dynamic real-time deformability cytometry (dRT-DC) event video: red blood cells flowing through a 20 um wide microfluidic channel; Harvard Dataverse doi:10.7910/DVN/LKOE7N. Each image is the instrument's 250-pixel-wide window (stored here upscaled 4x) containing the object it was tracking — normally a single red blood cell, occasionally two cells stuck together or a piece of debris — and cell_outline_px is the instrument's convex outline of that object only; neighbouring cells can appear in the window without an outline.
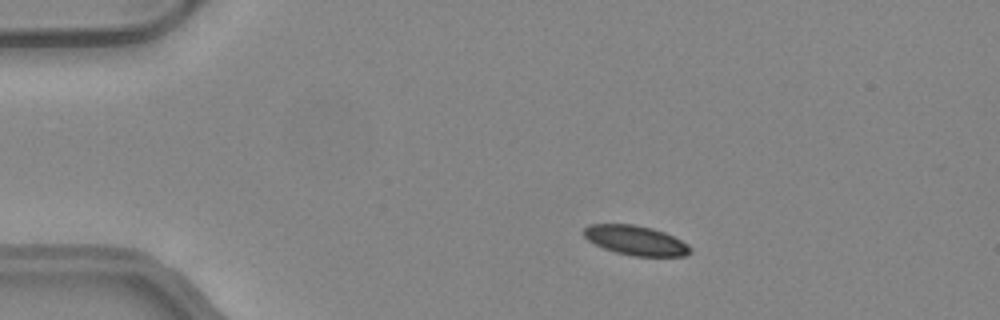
{"species": "common noctule bat (a hibernating species)", "species_latin": "Nyctalus noctula", "temperature_condition": "warm", "stored_images_in_passage": 48, "camera_frame_rate_fps": 3000, "um_per_image_px": 0.085, "animal": {"sex": "female", "body_mass_g": 24.6, "forearm_length_mm": 56.2}, "frame": {"image": 1, "passage_image": 8, "time_ms": 2.333, "image_size_px": [1000, 320], "cell_outline_px": [[692, 252], [684, 256], [632, 256], [616, 252], [604, 248], [588, 240], [584, 236], [584, 228], [588, 224], [636, 224], [652, 228], [664, 232], [688, 244], [692, 248]], "centroid_in_image_um": [54.05, 20.43], "position_along_channel_um": 31.0, "area_um2": 18.32}}
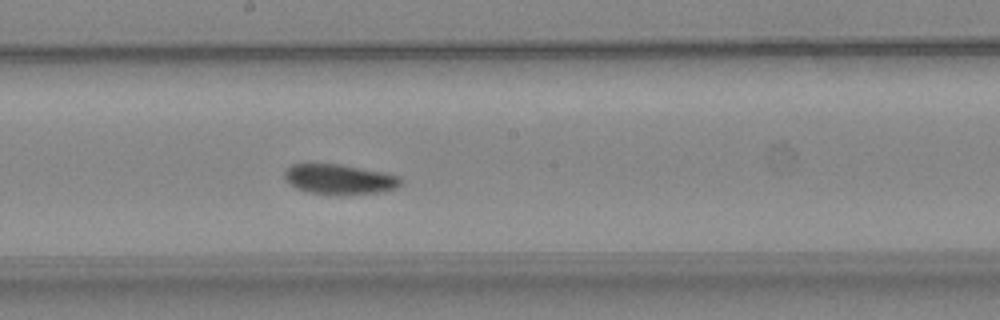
{"frame": {"image": 2, "passage_image": 26, "time_ms": 8.333, "image_size_px": [1000, 320], "cell_outline_px": [[404, 180], [396, 188], [384, 192], [332, 196], [308, 192], [296, 188], [284, 180], [284, 172], [292, 164], [340, 164], [388, 172], [400, 176]], "centroid_in_image_um": [28.9, 15.25], "position_along_channel_um": 219.3, "area_um2": 20.98}}
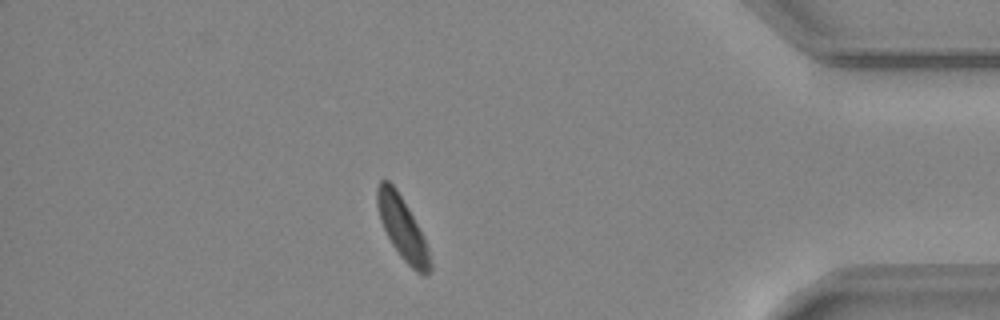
{"frame": {"image": 3, "passage_image": 42, "time_ms": 13.667, "image_size_px": [1000, 320], "cell_outline_px": [[432, 272], [424, 276], [416, 272], [400, 256], [392, 244], [380, 220], [376, 204], [376, 188], [380, 180], [388, 180], [396, 188], [408, 208], [424, 236], [428, 248], [432, 264]], "centroid_in_image_um": [34.21, 19.41], "position_along_channel_um": 401.0, "area_um2": 19.31}, "authors_computed_cell_mechanics": {"area_um2": 19.8254, "velocity_mm_per_s": 4.1401, "shape_relaxation_time_tau1_ms": 2.0386, "shape_relaxation_time_tau2_ms": 5.5014, "deformation_change_tau1": 0.0974, "deformation_change_tau2": 0.134}}